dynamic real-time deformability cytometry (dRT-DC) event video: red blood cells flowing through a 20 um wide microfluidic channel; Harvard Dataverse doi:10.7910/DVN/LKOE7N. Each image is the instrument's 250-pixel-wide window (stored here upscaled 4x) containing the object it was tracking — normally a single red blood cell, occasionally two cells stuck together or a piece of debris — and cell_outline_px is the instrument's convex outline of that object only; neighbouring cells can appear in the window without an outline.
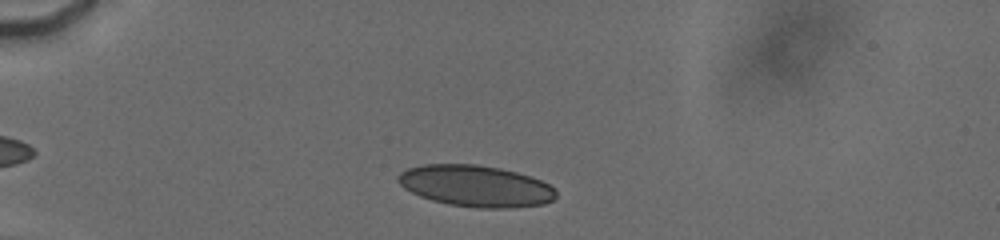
{"species": "human", "species_latin": "Homo sapiens", "temperature_condition": "cold", "stored_images_in_passage": 19, "camera_frame_rate_fps": 3000, "um_per_image_px": 0.085, "donor": {"sex": "male"}, "frame": {"image": 1, "passage_image": 10, "time_ms": 1.667, "image_size_px": [1000, 240], "cell_outline_px": [[556, 196], [552, 200], [544, 204], [508, 208], [480, 208], [448, 204], [432, 200], [420, 196], [404, 188], [396, 180], [400, 172], [408, 168], [424, 164], [476, 164], [500, 168], [516, 172], [540, 180], [556, 188]], "centroid_in_image_um": [40.43, 15.81], "position_along_channel_um": 44.6, "area_um2": 38.09}}